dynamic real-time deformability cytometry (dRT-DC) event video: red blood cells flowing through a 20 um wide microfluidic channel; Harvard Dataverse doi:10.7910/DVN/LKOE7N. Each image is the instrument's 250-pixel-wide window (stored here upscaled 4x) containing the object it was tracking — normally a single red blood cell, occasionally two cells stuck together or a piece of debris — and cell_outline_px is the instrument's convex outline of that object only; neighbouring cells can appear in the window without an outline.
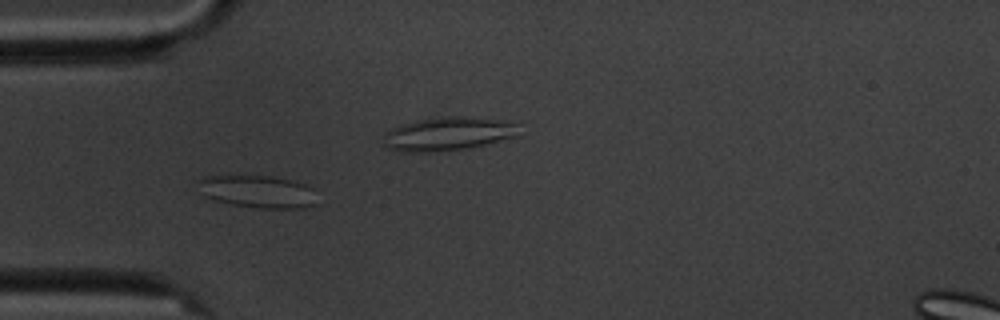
{"species": "common noctule bat (a hibernating species)", "species_latin": "Nyctalus noctula", "temperature_condition": "cold", "stored_images_in_passage": 7, "camera_frame_rate_fps": 3000, "um_per_image_px": 0.085, "animal": {"sex": "male", "body_mass_g": 20.1, "forearm_length_mm": 53.5}, "frame": {"image": 1, "passage_image": 5, "time_ms": 4.667, "image_size_px": [1000, 320], "cell_outline_px": [[316, 204], [304, 208], [256, 208], [232, 204], [216, 200], [204, 196], [196, 180], [200, 176], [272, 176], [292, 180], [304, 184], [312, 188]], "centroid_in_image_um": [21.88, 16.28], "position_along_channel_um": 63.1, "area_um2": 22.48}}
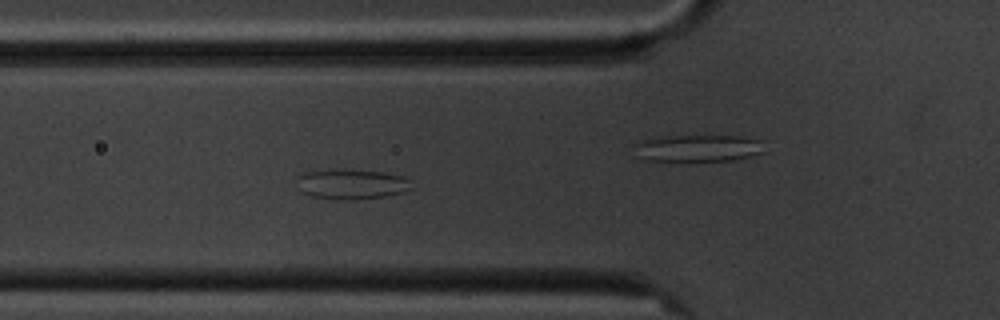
{"frame": {"image": 2, "passage_image": 6, "time_ms": 5.667, "image_size_px": [1000, 320], "cell_outline_px": [[412, 188], [404, 192], [384, 196], [352, 200], [344, 200], [308, 196], [300, 192], [300, 176], [308, 172], [336, 168], [380, 172], [404, 176], [408, 180]], "centroid_in_image_um": [29.89, 15.66], "position_along_channel_um": 95.9, "area_um2": 19.94}}